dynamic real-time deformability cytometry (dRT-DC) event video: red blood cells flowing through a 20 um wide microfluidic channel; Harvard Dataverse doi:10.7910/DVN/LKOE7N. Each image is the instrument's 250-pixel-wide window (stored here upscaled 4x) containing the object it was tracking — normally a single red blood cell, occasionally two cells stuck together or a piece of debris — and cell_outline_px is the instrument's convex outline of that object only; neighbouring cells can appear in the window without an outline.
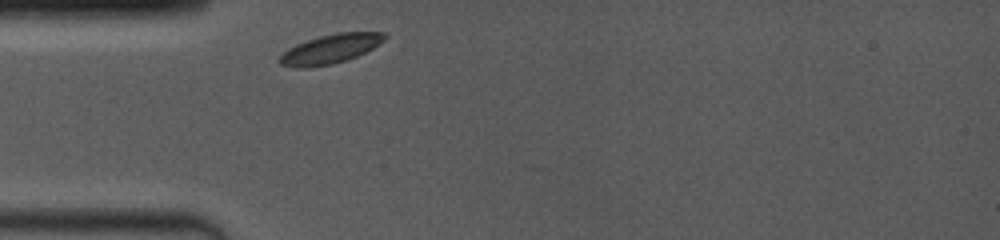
{"species": "common noctule bat (a hibernating species)", "species_latin": "Nyctalus noctula", "temperature_condition": "room temperature", "stored_images_in_passage": 17, "camera_frame_rate_fps": 4000, "um_per_image_px": 0.085, "animal": {"sex": "female", "body_mass_g": 19.0, "forearm_length_mm": 53.3}, "frame": {"image": 1, "passage_image": 1, "time_ms": 0.0, "image_size_px": [1000, 240], "cell_outline_px": [[388, 36], [384, 40], [372, 48], [356, 56], [332, 64], [308, 68], [300, 68], [280, 64], [276, 60], [288, 48], [296, 44], [320, 36], [336, 32], [384, 32]], "centroid_in_image_um": [28.05, 4.16], "position_along_channel_um": 56.9, "area_um2": 17.74}}
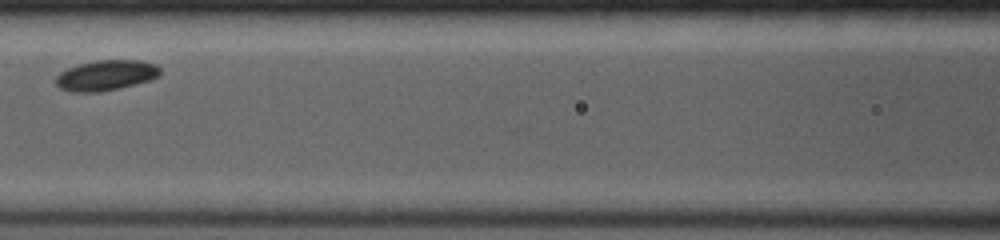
{"frame": {"image": 2, "passage_image": 7, "time_ms": 2.75, "image_size_px": [1000, 240], "cell_outline_px": [[160, 76], [148, 80], [120, 88], [100, 92], [72, 92], [60, 88], [56, 84], [56, 76], [60, 72], [76, 64], [96, 60], [140, 60], [156, 64], [160, 68]], "centroid_in_image_um": [9.0, 6.39], "position_along_channel_um": 157.6, "area_um2": 18.55}}
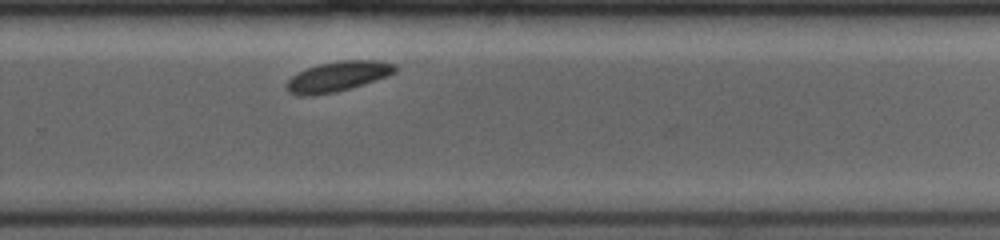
{"frame": {"image": 3, "passage_image": 16, "time_ms": 6.5, "image_size_px": [1000, 240], "cell_outline_px": [[400, 68], [396, 72], [388, 76], [336, 92], [312, 96], [296, 96], [288, 92], [284, 88], [284, 84], [296, 72], [320, 64], [344, 60], [380, 60], [396, 64]], "centroid_in_image_um": [28.69, 6.51], "position_along_channel_um": 301.1, "area_um2": 19.31}}